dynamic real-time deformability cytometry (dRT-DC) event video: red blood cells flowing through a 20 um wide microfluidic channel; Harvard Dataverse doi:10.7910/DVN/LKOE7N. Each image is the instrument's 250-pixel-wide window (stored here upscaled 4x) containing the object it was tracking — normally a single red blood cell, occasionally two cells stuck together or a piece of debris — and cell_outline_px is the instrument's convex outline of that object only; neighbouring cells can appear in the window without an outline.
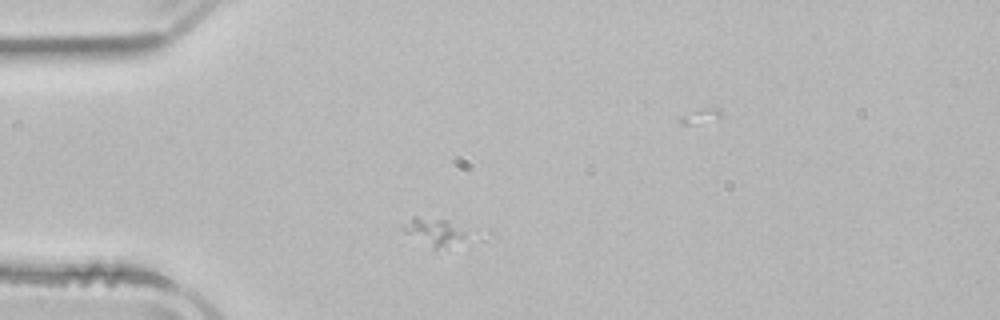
{"species": "common noctule bat (a hibernating species)", "species_latin": "Nyctalus noctula", "temperature_condition": "room temperature", "stored_images_in_passage": 41, "camera_frame_rate_fps": 3000, "um_per_image_px": 0.085, "animal": {"sex": "male", "body_mass_g": 21.5, "forearm_length_mm": 52.0}, "frame": {"image": 1, "passage_image": 1, "time_ms": 0.0, "image_size_px": [1000, 320], "cell_outline_px": [[472, 244], [436, 248], [432, 248], [404, 232], [400, 228], [412, 216], [416, 216], [448, 220], [464, 232], [472, 240]], "centroid_in_image_um": [37.03, 19.75], "position_along_channel_um": 48.0, "area_um2": 10.69}}
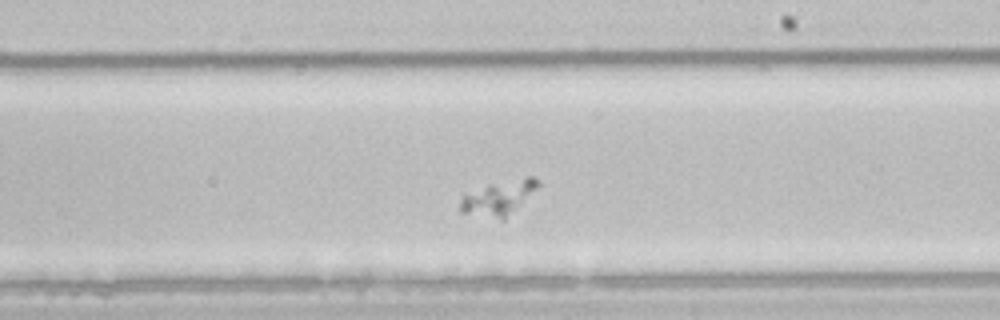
{"frame": {"image": 2, "passage_image": 18, "time_ms": 5.667, "image_size_px": [1000, 320], "cell_outline_px": [[540, 184], [504, 220], [500, 220], [460, 212], [460, 200], [464, 192], [492, 184], [528, 176], [532, 176]], "centroid_in_image_um": [42.31, 16.83], "position_along_channel_um": 246.7, "area_um2": 15.32}}
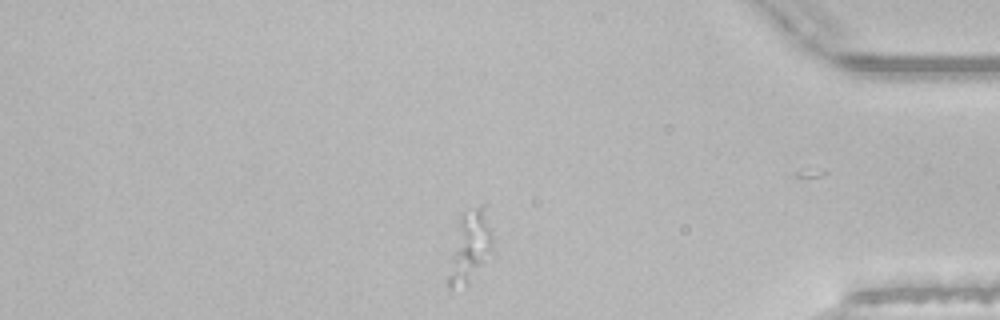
{"frame": {"image": 3, "passage_image": 32, "time_ms": 10.333, "image_size_px": [1000, 320], "cell_outline_px": [[492, 252], [468, 284], [452, 288], [448, 288], [448, 276], [460, 216], [480, 208], [492, 236]], "centroid_in_image_um": [39.92, 21.13], "position_along_channel_um": 395.3, "area_um2": 16.65}}